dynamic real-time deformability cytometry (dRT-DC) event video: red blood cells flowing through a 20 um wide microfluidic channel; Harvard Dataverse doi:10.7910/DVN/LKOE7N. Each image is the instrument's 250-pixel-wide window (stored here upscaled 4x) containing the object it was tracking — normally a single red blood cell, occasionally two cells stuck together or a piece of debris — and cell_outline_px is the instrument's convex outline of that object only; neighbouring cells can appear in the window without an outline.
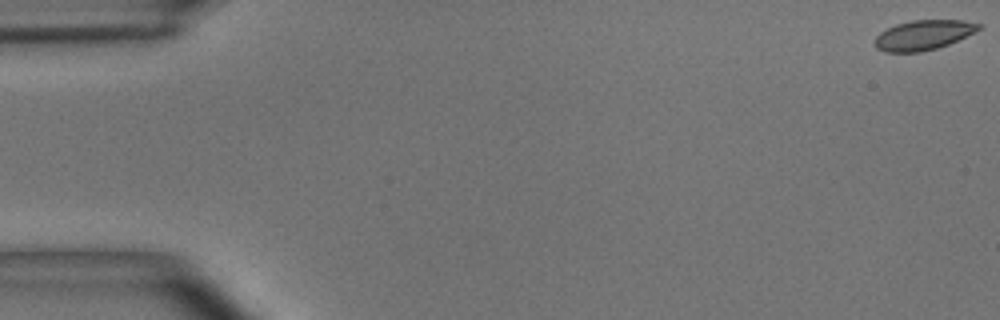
{"species": "common noctule bat (a hibernating species)", "species_latin": "Nyctalus noctula", "temperature_condition": "room temperature", "stored_images_in_passage": 55, "camera_frame_rate_fps": 3000, "um_per_image_px": 0.085, "animal": {"sex": "male", "body_mass_g": 15.6}, "frame": {"image": 1, "passage_image": 1, "time_ms": 0.0, "image_size_px": [1000, 320], "cell_outline_px": [[984, 28], [976, 32], [948, 44], [936, 48], [920, 52], [884, 52], [876, 48], [876, 36], [880, 32], [896, 24], [912, 20], [960, 20], [984, 24]], "centroid_in_image_um": [78.54, 2.97], "position_along_channel_um": 6.5, "area_um2": 18.09}}
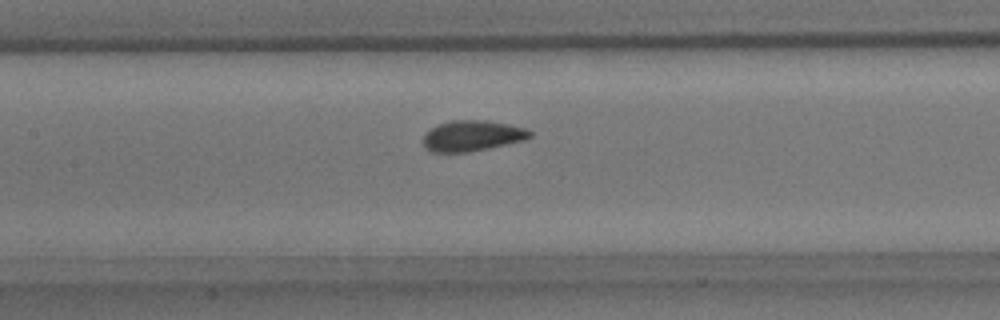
{"frame": {"image": 2, "passage_image": 26, "time_ms": 8.333, "image_size_px": [1000, 320], "cell_outline_px": [[532, 136], [524, 140], [488, 148], [468, 152], [432, 152], [424, 148], [424, 132], [436, 124], [452, 120], [484, 120], [508, 124], [528, 128], [532, 132]], "centroid_in_image_um": [40.12, 11.53], "position_along_channel_um": 167.3, "area_um2": 19.25}}
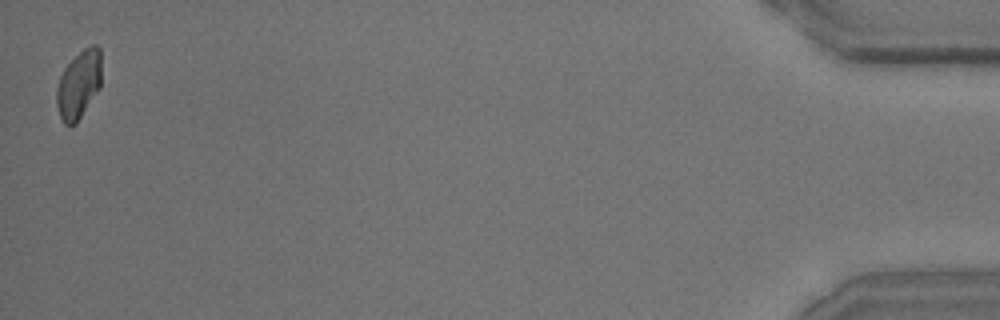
{"frame": {"image": 3, "passage_image": 55, "time_ms": 18.0, "image_size_px": [1000, 320], "cell_outline_px": [[100, 88], [76, 124], [64, 124], [60, 116], [56, 104], [56, 88], [60, 76], [64, 68], [84, 48], [92, 44], [96, 44], [100, 48]], "centroid_in_image_um": [6.69, 7.19], "position_along_channel_um": 428.5, "area_um2": 17.69}, "authors_computed_cell_mechanics": {"area_um2": 18.6694, "velocity_mm_per_s": 3.6375, "shape_relaxation_time_tau1_ms": 4.2217, "shape_relaxation_time_tau2_ms": 0.9313, "deformation_change_tau1": 0.1054, "deformation_change_tau2": 0.0339}}